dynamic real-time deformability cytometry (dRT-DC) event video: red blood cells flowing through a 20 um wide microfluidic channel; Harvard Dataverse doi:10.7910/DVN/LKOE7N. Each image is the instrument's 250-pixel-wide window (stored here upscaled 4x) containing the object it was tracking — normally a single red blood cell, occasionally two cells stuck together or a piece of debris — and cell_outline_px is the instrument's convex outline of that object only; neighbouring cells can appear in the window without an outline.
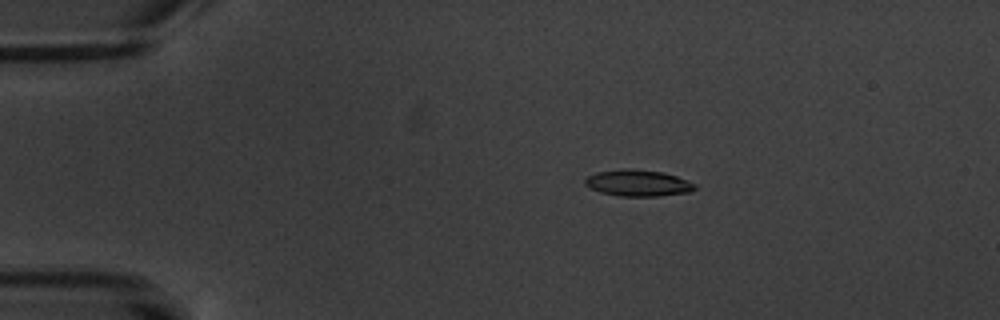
{"species": "common noctule bat (a hibernating species)", "species_latin": "Nyctalus noctula", "temperature_condition": "warm", "stored_images_in_passage": 6, "camera_frame_rate_fps": 3000, "um_per_image_px": 0.085, "animal": {"sex": "male", "body_mass_g": 20.1, "forearm_length_mm": 53.5}, "frame": {"image": 1, "passage_image": 4, "time_ms": 3.667, "image_size_px": [1000, 320], "cell_outline_px": [[696, 188], [692, 192], [656, 196], [620, 196], [600, 192], [584, 184], [584, 180], [588, 176], [596, 172], [624, 168], [632, 168], [664, 172], [688, 180], [696, 184]], "centroid_in_image_um": [54.25, 15.55], "position_along_channel_um": 30.7, "area_um2": 17.05}}